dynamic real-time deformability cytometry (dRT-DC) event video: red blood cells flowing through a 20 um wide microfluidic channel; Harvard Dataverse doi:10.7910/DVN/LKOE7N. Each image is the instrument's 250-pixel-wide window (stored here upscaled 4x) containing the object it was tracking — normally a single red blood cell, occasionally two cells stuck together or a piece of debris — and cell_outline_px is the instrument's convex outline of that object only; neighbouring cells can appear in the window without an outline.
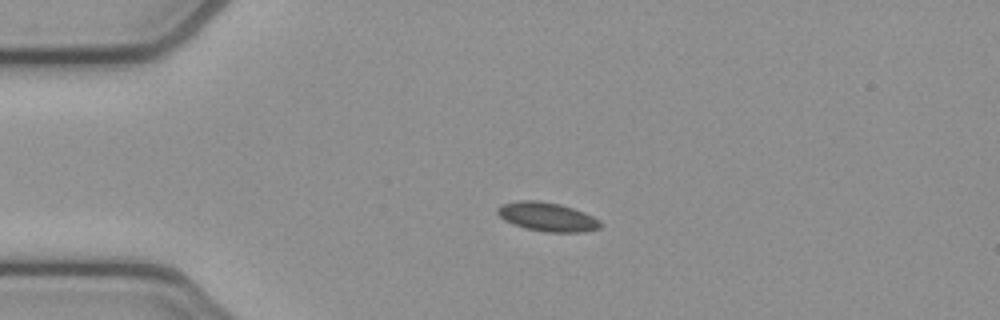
{"species": "common noctule bat (a hibernating species)", "species_latin": "Nyctalus noctula", "temperature_condition": "cold", "stored_images_in_passage": 53, "camera_frame_rate_fps": 3000, "um_per_image_px": 0.085, "animal": {"sex": "female", "body_mass_g": 21.9}, "frame": {"image": 1, "passage_image": 12, "time_ms": 3.667, "image_size_px": [1000, 320], "cell_outline_px": [[600, 228], [584, 232], [544, 232], [524, 228], [512, 224], [504, 220], [496, 212], [496, 208], [504, 204], [520, 200], [536, 200], [560, 204], [584, 212], [600, 220]], "centroid_in_image_um": [46.5, 18.44], "position_along_channel_um": 38.5, "area_um2": 17.34}}
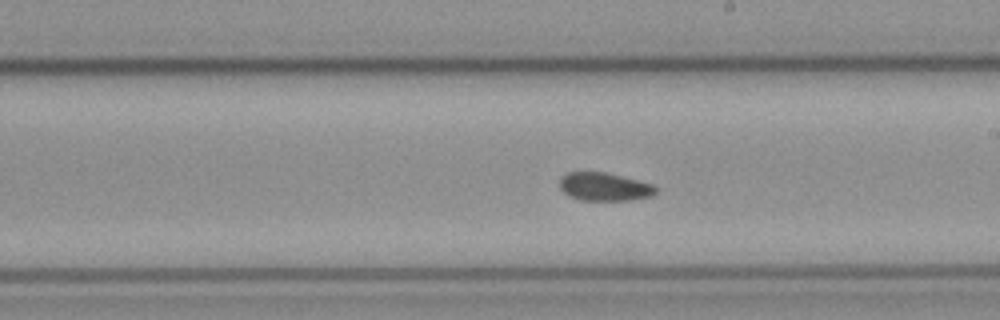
{"frame": {"image": 2, "passage_image": 30, "time_ms": 9.667, "image_size_px": [1000, 320], "cell_outline_px": [[660, 188], [652, 196], [632, 200], [580, 200], [568, 196], [560, 188], [560, 176], [564, 172], [604, 172], [656, 184]], "centroid_in_image_um": [51.4, 15.87], "position_along_channel_um": 237.6, "area_um2": 16.13}}
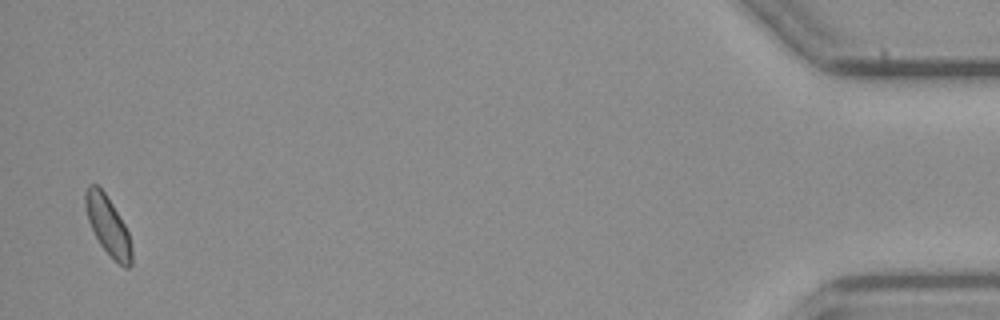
{"frame": {"image": 3, "passage_image": 52, "time_ms": 17.0, "image_size_px": [1000, 320], "cell_outline_px": [[132, 264], [128, 268], [124, 268], [100, 244], [88, 220], [84, 204], [84, 192], [88, 184], [96, 184], [104, 192], [112, 204], [124, 224], [128, 232], [132, 248]], "centroid_in_image_um": [9.17, 19.15], "position_along_channel_um": 426.0, "area_um2": 15.61}, "authors_computed_cell_mechanics": {"area_um2": 16.3574, "velocity_mm_per_s": 3.8388, "shape_relaxation_time_tau1_ms": 4.6208, "shape_relaxation_time_tau2_ms": 3.4165, "deformation_change_tau1": 0.0672, "deformation_change_tau2": 0.0616}}